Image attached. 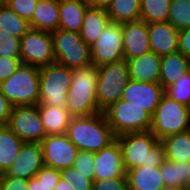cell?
<instances>
[{
	"mask_svg": "<svg viewBox=\"0 0 190 190\" xmlns=\"http://www.w3.org/2000/svg\"><path fill=\"white\" fill-rule=\"evenodd\" d=\"M116 140L126 171L138 166L160 167L166 160L165 147L151 130L126 133Z\"/></svg>",
	"mask_w": 190,
	"mask_h": 190,
	"instance_id": "cell-1",
	"label": "cell"
},
{
	"mask_svg": "<svg viewBox=\"0 0 190 190\" xmlns=\"http://www.w3.org/2000/svg\"><path fill=\"white\" fill-rule=\"evenodd\" d=\"M66 135L78 150L93 153L108 147L116 140L103 112L72 117Z\"/></svg>",
	"mask_w": 190,
	"mask_h": 190,
	"instance_id": "cell-2",
	"label": "cell"
},
{
	"mask_svg": "<svg viewBox=\"0 0 190 190\" xmlns=\"http://www.w3.org/2000/svg\"><path fill=\"white\" fill-rule=\"evenodd\" d=\"M72 83L66 99V109L72 117L102 112L96 100L97 67L93 64L71 69Z\"/></svg>",
	"mask_w": 190,
	"mask_h": 190,
	"instance_id": "cell-3",
	"label": "cell"
},
{
	"mask_svg": "<svg viewBox=\"0 0 190 190\" xmlns=\"http://www.w3.org/2000/svg\"><path fill=\"white\" fill-rule=\"evenodd\" d=\"M0 91L13 106L38 105L39 68L21 64L10 78L0 83Z\"/></svg>",
	"mask_w": 190,
	"mask_h": 190,
	"instance_id": "cell-4",
	"label": "cell"
},
{
	"mask_svg": "<svg viewBox=\"0 0 190 190\" xmlns=\"http://www.w3.org/2000/svg\"><path fill=\"white\" fill-rule=\"evenodd\" d=\"M190 129L188 106L178 103L165 93L152 115L151 132L159 141Z\"/></svg>",
	"mask_w": 190,
	"mask_h": 190,
	"instance_id": "cell-5",
	"label": "cell"
},
{
	"mask_svg": "<svg viewBox=\"0 0 190 190\" xmlns=\"http://www.w3.org/2000/svg\"><path fill=\"white\" fill-rule=\"evenodd\" d=\"M71 83V68L56 62L40 67L38 106L66 108L67 93Z\"/></svg>",
	"mask_w": 190,
	"mask_h": 190,
	"instance_id": "cell-6",
	"label": "cell"
},
{
	"mask_svg": "<svg viewBox=\"0 0 190 190\" xmlns=\"http://www.w3.org/2000/svg\"><path fill=\"white\" fill-rule=\"evenodd\" d=\"M129 80L127 60L97 67L96 100L102 112L121 99Z\"/></svg>",
	"mask_w": 190,
	"mask_h": 190,
	"instance_id": "cell-7",
	"label": "cell"
},
{
	"mask_svg": "<svg viewBox=\"0 0 190 190\" xmlns=\"http://www.w3.org/2000/svg\"><path fill=\"white\" fill-rule=\"evenodd\" d=\"M103 113L116 137L151 128L152 115L144 107L129 104L122 99L110 105Z\"/></svg>",
	"mask_w": 190,
	"mask_h": 190,
	"instance_id": "cell-8",
	"label": "cell"
},
{
	"mask_svg": "<svg viewBox=\"0 0 190 190\" xmlns=\"http://www.w3.org/2000/svg\"><path fill=\"white\" fill-rule=\"evenodd\" d=\"M55 62L74 69L92 64L90 47L80 33L58 29L52 32Z\"/></svg>",
	"mask_w": 190,
	"mask_h": 190,
	"instance_id": "cell-9",
	"label": "cell"
},
{
	"mask_svg": "<svg viewBox=\"0 0 190 190\" xmlns=\"http://www.w3.org/2000/svg\"><path fill=\"white\" fill-rule=\"evenodd\" d=\"M20 60L38 68L55 63L52 33L30 28L20 39Z\"/></svg>",
	"mask_w": 190,
	"mask_h": 190,
	"instance_id": "cell-10",
	"label": "cell"
},
{
	"mask_svg": "<svg viewBox=\"0 0 190 190\" xmlns=\"http://www.w3.org/2000/svg\"><path fill=\"white\" fill-rule=\"evenodd\" d=\"M7 126L24 142L41 143L47 136L38 105L13 106Z\"/></svg>",
	"mask_w": 190,
	"mask_h": 190,
	"instance_id": "cell-11",
	"label": "cell"
},
{
	"mask_svg": "<svg viewBox=\"0 0 190 190\" xmlns=\"http://www.w3.org/2000/svg\"><path fill=\"white\" fill-rule=\"evenodd\" d=\"M121 24L110 22L90 47L91 61L96 67L124 60Z\"/></svg>",
	"mask_w": 190,
	"mask_h": 190,
	"instance_id": "cell-12",
	"label": "cell"
},
{
	"mask_svg": "<svg viewBox=\"0 0 190 190\" xmlns=\"http://www.w3.org/2000/svg\"><path fill=\"white\" fill-rule=\"evenodd\" d=\"M44 166L56 170L73 167L79 150L66 133L47 135L41 142Z\"/></svg>",
	"mask_w": 190,
	"mask_h": 190,
	"instance_id": "cell-13",
	"label": "cell"
},
{
	"mask_svg": "<svg viewBox=\"0 0 190 190\" xmlns=\"http://www.w3.org/2000/svg\"><path fill=\"white\" fill-rule=\"evenodd\" d=\"M163 94L164 88L159 82H138L130 79L121 99L129 104L144 107L153 115Z\"/></svg>",
	"mask_w": 190,
	"mask_h": 190,
	"instance_id": "cell-14",
	"label": "cell"
},
{
	"mask_svg": "<svg viewBox=\"0 0 190 190\" xmlns=\"http://www.w3.org/2000/svg\"><path fill=\"white\" fill-rule=\"evenodd\" d=\"M44 166L41 143L24 142L6 176L29 180Z\"/></svg>",
	"mask_w": 190,
	"mask_h": 190,
	"instance_id": "cell-15",
	"label": "cell"
},
{
	"mask_svg": "<svg viewBox=\"0 0 190 190\" xmlns=\"http://www.w3.org/2000/svg\"><path fill=\"white\" fill-rule=\"evenodd\" d=\"M94 163V180L126 177V170L123 164L122 152L117 140L111 143L108 147L94 153Z\"/></svg>",
	"mask_w": 190,
	"mask_h": 190,
	"instance_id": "cell-16",
	"label": "cell"
},
{
	"mask_svg": "<svg viewBox=\"0 0 190 190\" xmlns=\"http://www.w3.org/2000/svg\"><path fill=\"white\" fill-rule=\"evenodd\" d=\"M124 60L150 52L148 24L144 21L121 23Z\"/></svg>",
	"mask_w": 190,
	"mask_h": 190,
	"instance_id": "cell-17",
	"label": "cell"
},
{
	"mask_svg": "<svg viewBox=\"0 0 190 190\" xmlns=\"http://www.w3.org/2000/svg\"><path fill=\"white\" fill-rule=\"evenodd\" d=\"M150 50L159 56L179 50V31L169 22L148 24Z\"/></svg>",
	"mask_w": 190,
	"mask_h": 190,
	"instance_id": "cell-18",
	"label": "cell"
},
{
	"mask_svg": "<svg viewBox=\"0 0 190 190\" xmlns=\"http://www.w3.org/2000/svg\"><path fill=\"white\" fill-rule=\"evenodd\" d=\"M161 56L150 51L127 61L130 79L138 82H159Z\"/></svg>",
	"mask_w": 190,
	"mask_h": 190,
	"instance_id": "cell-19",
	"label": "cell"
},
{
	"mask_svg": "<svg viewBox=\"0 0 190 190\" xmlns=\"http://www.w3.org/2000/svg\"><path fill=\"white\" fill-rule=\"evenodd\" d=\"M128 190H160L165 184L160 167L138 166L126 171Z\"/></svg>",
	"mask_w": 190,
	"mask_h": 190,
	"instance_id": "cell-20",
	"label": "cell"
},
{
	"mask_svg": "<svg viewBox=\"0 0 190 190\" xmlns=\"http://www.w3.org/2000/svg\"><path fill=\"white\" fill-rule=\"evenodd\" d=\"M190 70V59L179 50L161 56L159 83L164 90Z\"/></svg>",
	"mask_w": 190,
	"mask_h": 190,
	"instance_id": "cell-21",
	"label": "cell"
},
{
	"mask_svg": "<svg viewBox=\"0 0 190 190\" xmlns=\"http://www.w3.org/2000/svg\"><path fill=\"white\" fill-rule=\"evenodd\" d=\"M32 29L54 32L59 29V0H39L29 22Z\"/></svg>",
	"mask_w": 190,
	"mask_h": 190,
	"instance_id": "cell-22",
	"label": "cell"
},
{
	"mask_svg": "<svg viewBox=\"0 0 190 190\" xmlns=\"http://www.w3.org/2000/svg\"><path fill=\"white\" fill-rule=\"evenodd\" d=\"M87 7L85 0H59V29L80 33Z\"/></svg>",
	"mask_w": 190,
	"mask_h": 190,
	"instance_id": "cell-23",
	"label": "cell"
},
{
	"mask_svg": "<svg viewBox=\"0 0 190 190\" xmlns=\"http://www.w3.org/2000/svg\"><path fill=\"white\" fill-rule=\"evenodd\" d=\"M111 22L106 9L87 7L80 36L83 41L91 47L98 39L102 30Z\"/></svg>",
	"mask_w": 190,
	"mask_h": 190,
	"instance_id": "cell-24",
	"label": "cell"
},
{
	"mask_svg": "<svg viewBox=\"0 0 190 190\" xmlns=\"http://www.w3.org/2000/svg\"><path fill=\"white\" fill-rule=\"evenodd\" d=\"M41 121L47 135L64 134L72 116L66 108L38 106Z\"/></svg>",
	"mask_w": 190,
	"mask_h": 190,
	"instance_id": "cell-25",
	"label": "cell"
},
{
	"mask_svg": "<svg viewBox=\"0 0 190 190\" xmlns=\"http://www.w3.org/2000/svg\"><path fill=\"white\" fill-rule=\"evenodd\" d=\"M23 144L24 141L7 125L0 126V174L5 173L16 160Z\"/></svg>",
	"mask_w": 190,
	"mask_h": 190,
	"instance_id": "cell-26",
	"label": "cell"
},
{
	"mask_svg": "<svg viewBox=\"0 0 190 190\" xmlns=\"http://www.w3.org/2000/svg\"><path fill=\"white\" fill-rule=\"evenodd\" d=\"M162 179L165 185H172L188 189L190 186V161L174 162L166 159L160 166Z\"/></svg>",
	"mask_w": 190,
	"mask_h": 190,
	"instance_id": "cell-27",
	"label": "cell"
},
{
	"mask_svg": "<svg viewBox=\"0 0 190 190\" xmlns=\"http://www.w3.org/2000/svg\"><path fill=\"white\" fill-rule=\"evenodd\" d=\"M141 0H112L106 12L113 23L140 20Z\"/></svg>",
	"mask_w": 190,
	"mask_h": 190,
	"instance_id": "cell-28",
	"label": "cell"
},
{
	"mask_svg": "<svg viewBox=\"0 0 190 190\" xmlns=\"http://www.w3.org/2000/svg\"><path fill=\"white\" fill-rule=\"evenodd\" d=\"M160 142L165 147L166 159L174 162L190 161V129L168 136Z\"/></svg>",
	"mask_w": 190,
	"mask_h": 190,
	"instance_id": "cell-29",
	"label": "cell"
},
{
	"mask_svg": "<svg viewBox=\"0 0 190 190\" xmlns=\"http://www.w3.org/2000/svg\"><path fill=\"white\" fill-rule=\"evenodd\" d=\"M171 0H141L140 21L169 22Z\"/></svg>",
	"mask_w": 190,
	"mask_h": 190,
	"instance_id": "cell-30",
	"label": "cell"
},
{
	"mask_svg": "<svg viewBox=\"0 0 190 190\" xmlns=\"http://www.w3.org/2000/svg\"><path fill=\"white\" fill-rule=\"evenodd\" d=\"M30 28L29 22L19 17L5 3L0 6V32L10 33L21 39Z\"/></svg>",
	"mask_w": 190,
	"mask_h": 190,
	"instance_id": "cell-31",
	"label": "cell"
},
{
	"mask_svg": "<svg viewBox=\"0 0 190 190\" xmlns=\"http://www.w3.org/2000/svg\"><path fill=\"white\" fill-rule=\"evenodd\" d=\"M60 179V170L43 166L35 177L28 180V187L29 190H54Z\"/></svg>",
	"mask_w": 190,
	"mask_h": 190,
	"instance_id": "cell-32",
	"label": "cell"
},
{
	"mask_svg": "<svg viewBox=\"0 0 190 190\" xmlns=\"http://www.w3.org/2000/svg\"><path fill=\"white\" fill-rule=\"evenodd\" d=\"M169 23L178 31L190 28V0H171Z\"/></svg>",
	"mask_w": 190,
	"mask_h": 190,
	"instance_id": "cell-33",
	"label": "cell"
},
{
	"mask_svg": "<svg viewBox=\"0 0 190 190\" xmlns=\"http://www.w3.org/2000/svg\"><path fill=\"white\" fill-rule=\"evenodd\" d=\"M164 93L178 103L188 106L190 103V70L167 87Z\"/></svg>",
	"mask_w": 190,
	"mask_h": 190,
	"instance_id": "cell-34",
	"label": "cell"
},
{
	"mask_svg": "<svg viewBox=\"0 0 190 190\" xmlns=\"http://www.w3.org/2000/svg\"><path fill=\"white\" fill-rule=\"evenodd\" d=\"M61 178L65 180L73 190H92L93 180L86 178L74 167L60 170Z\"/></svg>",
	"mask_w": 190,
	"mask_h": 190,
	"instance_id": "cell-35",
	"label": "cell"
},
{
	"mask_svg": "<svg viewBox=\"0 0 190 190\" xmlns=\"http://www.w3.org/2000/svg\"><path fill=\"white\" fill-rule=\"evenodd\" d=\"M94 153L91 151L79 150L73 167L82 173L83 176L94 181L95 179Z\"/></svg>",
	"mask_w": 190,
	"mask_h": 190,
	"instance_id": "cell-36",
	"label": "cell"
},
{
	"mask_svg": "<svg viewBox=\"0 0 190 190\" xmlns=\"http://www.w3.org/2000/svg\"><path fill=\"white\" fill-rule=\"evenodd\" d=\"M0 57L20 58V38L0 32Z\"/></svg>",
	"mask_w": 190,
	"mask_h": 190,
	"instance_id": "cell-37",
	"label": "cell"
},
{
	"mask_svg": "<svg viewBox=\"0 0 190 190\" xmlns=\"http://www.w3.org/2000/svg\"><path fill=\"white\" fill-rule=\"evenodd\" d=\"M38 1L39 0H5V4L19 17L30 22Z\"/></svg>",
	"mask_w": 190,
	"mask_h": 190,
	"instance_id": "cell-38",
	"label": "cell"
},
{
	"mask_svg": "<svg viewBox=\"0 0 190 190\" xmlns=\"http://www.w3.org/2000/svg\"><path fill=\"white\" fill-rule=\"evenodd\" d=\"M92 190H128L127 178L116 177L94 180Z\"/></svg>",
	"mask_w": 190,
	"mask_h": 190,
	"instance_id": "cell-39",
	"label": "cell"
},
{
	"mask_svg": "<svg viewBox=\"0 0 190 190\" xmlns=\"http://www.w3.org/2000/svg\"><path fill=\"white\" fill-rule=\"evenodd\" d=\"M21 64L20 58L0 57V83L10 78Z\"/></svg>",
	"mask_w": 190,
	"mask_h": 190,
	"instance_id": "cell-40",
	"label": "cell"
},
{
	"mask_svg": "<svg viewBox=\"0 0 190 190\" xmlns=\"http://www.w3.org/2000/svg\"><path fill=\"white\" fill-rule=\"evenodd\" d=\"M1 190H29L28 180L0 174Z\"/></svg>",
	"mask_w": 190,
	"mask_h": 190,
	"instance_id": "cell-41",
	"label": "cell"
},
{
	"mask_svg": "<svg viewBox=\"0 0 190 190\" xmlns=\"http://www.w3.org/2000/svg\"><path fill=\"white\" fill-rule=\"evenodd\" d=\"M13 105L0 91V126H6L9 123Z\"/></svg>",
	"mask_w": 190,
	"mask_h": 190,
	"instance_id": "cell-42",
	"label": "cell"
},
{
	"mask_svg": "<svg viewBox=\"0 0 190 190\" xmlns=\"http://www.w3.org/2000/svg\"><path fill=\"white\" fill-rule=\"evenodd\" d=\"M179 51L190 59V28L179 31Z\"/></svg>",
	"mask_w": 190,
	"mask_h": 190,
	"instance_id": "cell-43",
	"label": "cell"
},
{
	"mask_svg": "<svg viewBox=\"0 0 190 190\" xmlns=\"http://www.w3.org/2000/svg\"><path fill=\"white\" fill-rule=\"evenodd\" d=\"M88 7L107 9L112 0H85Z\"/></svg>",
	"mask_w": 190,
	"mask_h": 190,
	"instance_id": "cell-44",
	"label": "cell"
},
{
	"mask_svg": "<svg viewBox=\"0 0 190 190\" xmlns=\"http://www.w3.org/2000/svg\"><path fill=\"white\" fill-rule=\"evenodd\" d=\"M54 190H73V188L62 178L56 184Z\"/></svg>",
	"mask_w": 190,
	"mask_h": 190,
	"instance_id": "cell-45",
	"label": "cell"
},
{
	"mask_svg": "<svg viewBox=\"0 0 190 190\" xmlns=\"http://www.w3.org/2000/svg\"><path fill=\"white\" fill-rule=\"evenodd\" d=\"M160 190H185V189L178 186L164 185Z\"/></svg>",
	"mask_w": 190,
	"mask_h": 190,
	"instance_id": "cell-46",
	"label": "cell"
},
{
	"mask_svg": "<svg viewBox=\"0 0 190 190\" xmlns=\"http://www.w3.org/2000/svg\"><path fill=\"white\" fill-rule=\"evenodd\" d=\"M5 3V0H0V6Z\"/></svg>",
	"mask_w": 190,
	"mask_h": 190,
	"instance_id": "cell-47",
	"label": "cell"
}]
</instances>
